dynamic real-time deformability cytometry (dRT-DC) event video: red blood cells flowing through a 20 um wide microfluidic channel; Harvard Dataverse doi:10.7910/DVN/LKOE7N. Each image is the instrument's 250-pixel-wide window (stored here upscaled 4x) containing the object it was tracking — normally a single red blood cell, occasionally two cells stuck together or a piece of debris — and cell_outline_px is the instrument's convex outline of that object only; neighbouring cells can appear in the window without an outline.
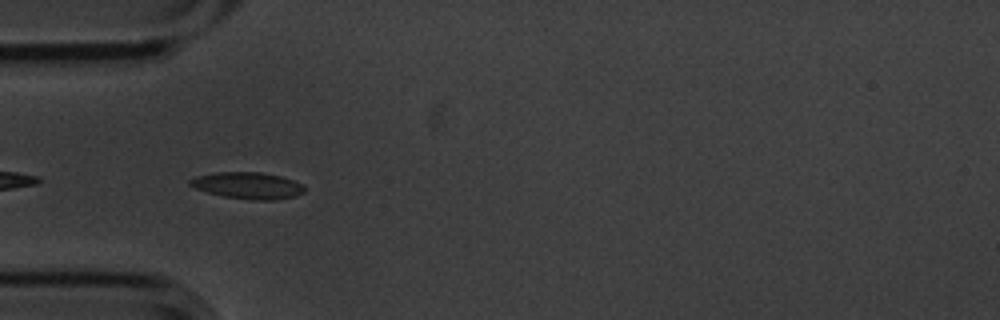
{"species": "common noctule bat (a hibernating species)", "species_latin": "Nyctalus noctula", "temperature_condition": "cold", "stored_images_in_passage": 6, "camera_frame_rate_fps": 3000, "um_per_image_px": 0.085, "animal": {"sex": "male", "body_mass_g": 20.1, "forearm_length_mm": 53.5}, "frame": {"image": 1, "passage_image": 5, "time_ms": 1.333, "image_size_px": [1000, 320], "cell_outline_px": [[304, 192], [296, 196], [272, 200], [252, 200], [224, 196], [208, 192], [196, 188], [188, 184], [188, 180], [196, 176], [216, 172], [260, 172], [280, 176], [292, 180], [300, 184], [304, 188]], "centroid_in_image_um": [21.04, 15.76], "position_along_channel_um": 64.0, "area_um2": 17.57}}
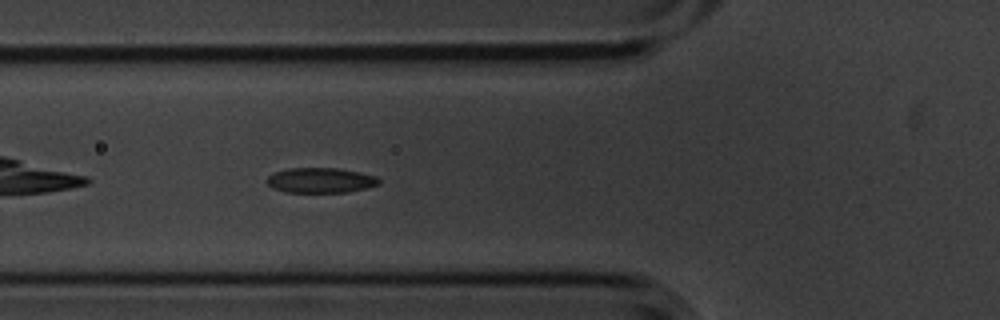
{"frame": {"image": 2, "passage_image": 6, "time_ms": 1.667, "image_size_px": [1000, 320], "cell_outline_px": [[380, 184], [348, 192], [284, 192], [272, 188], [268, 184], [268, 176], [272, 172], [288, 168], [336, 168], [360, 172], [376, 176], [380, 180]], "centroid_in_image_um": [27.23, 15.32], "position_along_channel_um": 98.6, "area_um2": 16.42}}